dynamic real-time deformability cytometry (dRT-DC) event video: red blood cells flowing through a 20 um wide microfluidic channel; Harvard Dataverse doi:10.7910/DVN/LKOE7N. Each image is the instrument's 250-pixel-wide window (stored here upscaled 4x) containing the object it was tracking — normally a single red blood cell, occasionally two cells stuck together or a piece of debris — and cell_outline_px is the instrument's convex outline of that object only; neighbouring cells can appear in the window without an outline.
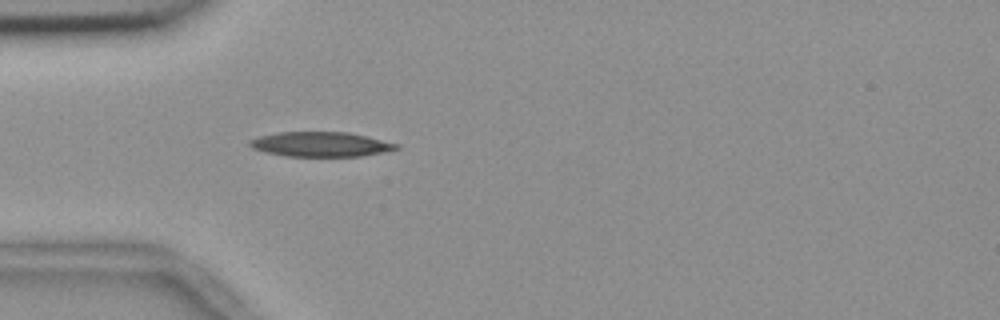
{"species": "common noctule bat (a hibernating species)", "species_latin": "Nyctalus noctula", "temperature_condition": "room temperature", "stored_images_in_passage": 40, "camera_frame_rate_fps": 3000, "um_per_image_px": 0.085, "animal": {"sex": "female", "body_mass_g": 18.4}, "frame": {"image": 1, "passage_image": 1, "time_ms": 0.0, "image_size_px": [1000, 320], "cell_outline_px": [[400, 148], [384, 152], [360, 156], [288, 156], [268, 152], [252, 148], [248, 144], [248, 140], [260, 136], [276, 132], [348, 132], [368, 136], [400, 144]], "centroid_in_image_um": [27.29, 12.25], "position_along_channel_um": 57.7, "area_um2": 21.15}}
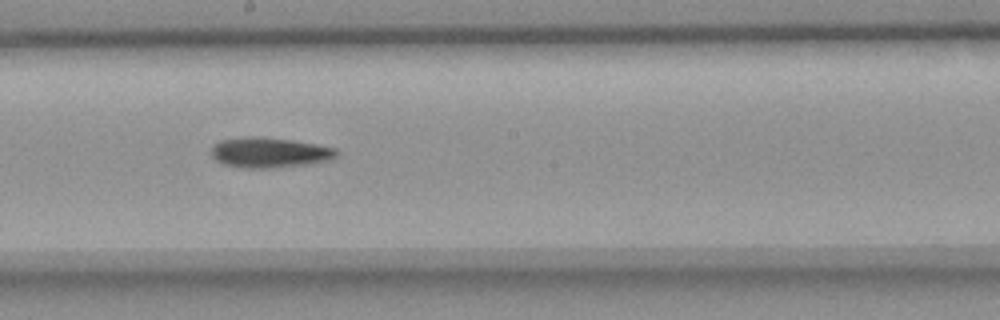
{"frame": {"image": 2, "passage_image": 15, "time_ms": 4.667, "image_size_px": [1000, 320], "cell_outline_px": [[340, 152], [332, 160], [304, 164], [272, 168], [244, 168], [224, 164], [216, 160], [212, 156], [212, 144], [220, 140], [244, 136], [252, 136], [292, 140], [316, 144], [336, 148]], "centroid_in_image_um": [22.9, 12.96], "position_along_channel_um": 225.3, "area_um2": 22.14}}
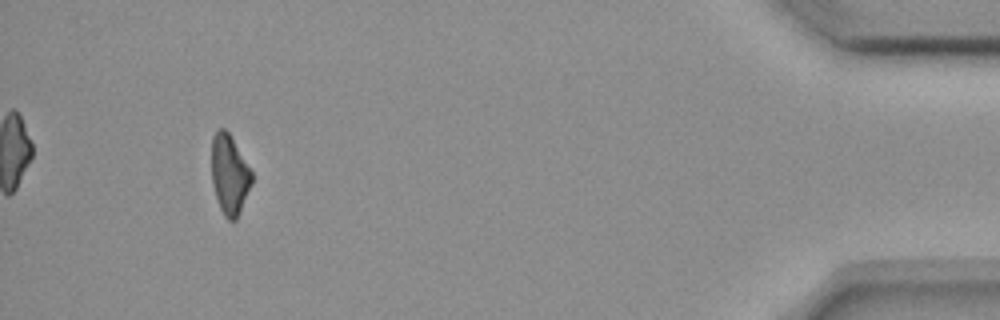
{"frame": {"image": 3, "passage_image": 36, "time_ms": 11.667, "image_size_px": [1000, 320], "cell_outline_px": [[252, 184], [240, 212], [236, 220], [228, 220], [224, 216], [220, 208], [216, 196], [212, 180], [212, 136], [216, 128], [224, 128], [228, 132], [252, 172]], "centroid_in_image_um": [19.5, 14.84], "position_along_channel_um": 415.7, "area_um2": 18.5}, "authors_computed_cell_mechanics": {"area_um2": 20.8947, "velocity_mm_per_s": 3.691, "shape_relaxation_time_tau1_ms": 8.2266, "shape_relaxation_time_tau2_ms": null, "deformation_change_tau1": 0.2021, "deformation_change_tau2": null}}